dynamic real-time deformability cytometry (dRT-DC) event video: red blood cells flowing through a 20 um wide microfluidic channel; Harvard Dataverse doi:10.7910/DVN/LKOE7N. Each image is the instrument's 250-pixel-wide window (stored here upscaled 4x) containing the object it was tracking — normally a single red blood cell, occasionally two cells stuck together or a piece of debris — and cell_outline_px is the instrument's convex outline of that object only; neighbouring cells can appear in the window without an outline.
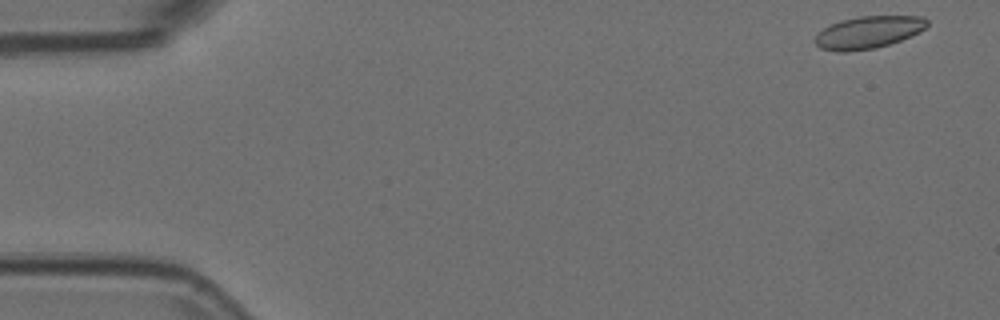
{"species": "Egyptian fruit bat (a non-hibernating species)", "species_latin": "Rousettus aegyptiacus", "temperature_condition": "room temperature", "stored_images_in_passage": 53, "camera_frame_rate_fps": 3000, "um_per_image_px": 0.085, "animal": {"sex": "female"}, "frame": {"image": 1, "passage_image": 1, "time_ms": 0.0, "image_size_px": [1000, 320], "cell_outline_px": [[928, 24], [924, 28], [912, 36], [876, 48], [848, 52], [836, 52], [820, 48], [812, 40], [824, 28], [840, 20], [860, 16], [924, 16], [928, 20]], "centroid_in_image_um": [73.79, 2.75], "position_along_channel_um": 11.2, "area_um2": 21.15}}
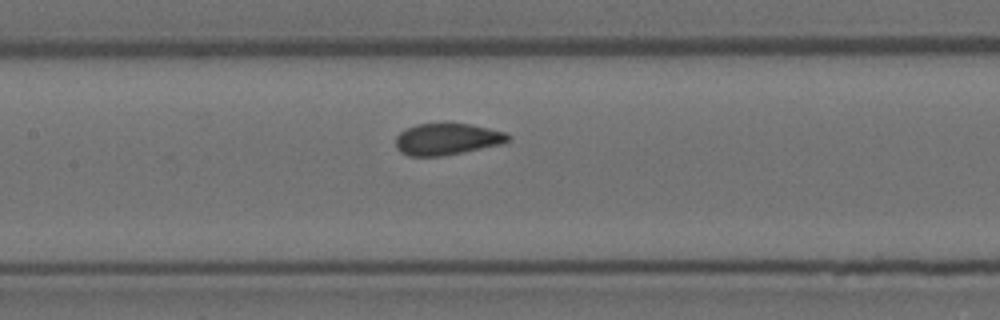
{"frame": {"image": 2, "passage_image": 24, "time_ms": 7.667, "image_size_px": [1000, 320], "cell_outline_px": [[512, 136], [504, 144], [440, 156], [408, 156], [400, 152], [396, 148], [396, 136], [400, 132], [416, 124], [468, 124], [488, 128], [504, 132]], "centroid_in_image_um": [37.99, 11.84], "position_along_channel_um": 169.4, "area_um2": 20.52}}
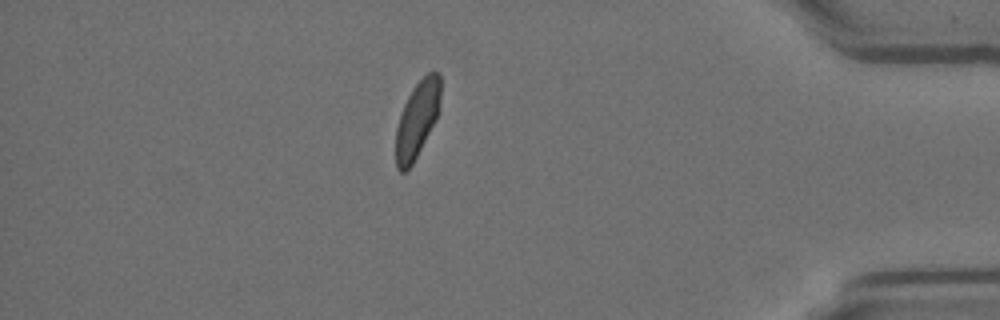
{"frame": {"image": 3, "passage_image": 46, "time_ms": 15.0, "image_size_px": [1000, 320], "cell_outline_px": [[440, 108], [436, 120], [412, 164], [404, 172], [400, 172], [396, 168], [396, 128], [404, 104], [412, 88], [428, 72], [440, 72]], "centroid_in_image_um": [35.47, 10.14], "position_along_channel_um": 399.7, "area_um2": 19.77}, "authors_computed_cell_mechanics": {"area_um2": 20.9814, "velocity_mm_per_s": 3.6942, "shape_relaxation_time_tau1_ms": 8.608, "shape_relaxation_time_tau2_ms": null, "deformation_change_tau1": 0.1262, "deformation_change_tau2": null}}